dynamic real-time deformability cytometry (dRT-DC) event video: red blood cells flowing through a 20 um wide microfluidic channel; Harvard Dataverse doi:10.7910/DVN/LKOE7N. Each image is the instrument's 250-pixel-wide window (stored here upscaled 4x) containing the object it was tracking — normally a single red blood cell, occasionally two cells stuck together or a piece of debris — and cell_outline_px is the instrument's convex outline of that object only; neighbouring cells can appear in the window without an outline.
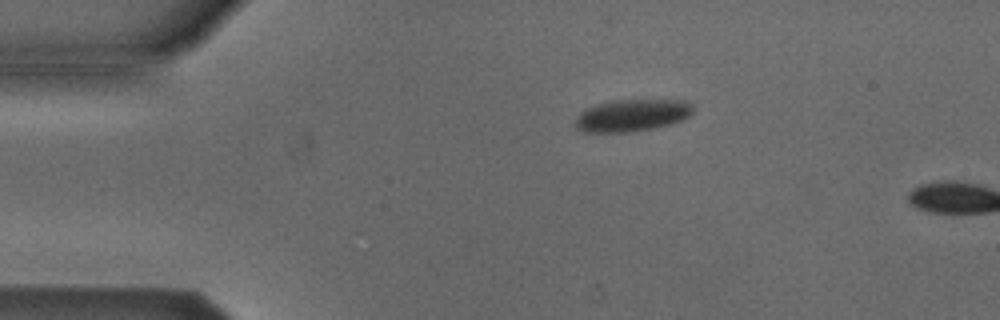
{"species": "Egyptian fruit bat (a non-hibernating species)", "species_latin": "Rousettus aegyptiacus", "temperature_condition": "cold", "stored_images_in_passage": 5, "camera_frame_rate_fps": 3000, "um_per_image_px": 0.085, "animal": {"sex": "male"}, "frame": {"image": 1, "passage_image": 5, "time_ms": 5.667, "image_size_px": [1000, 320], "cell_outline_px": [[692, 112], [688, 116], [672, 124], [652, 128], [628, 132], [584, 132], [576, 128], [576, 116], [584, 108], [608, 100], [684, 100], [692, 104]], "centroid_in_image_um": [53.67, 9.79], "position_along_channel_um": 31.3, "area_um2": 22.08}}